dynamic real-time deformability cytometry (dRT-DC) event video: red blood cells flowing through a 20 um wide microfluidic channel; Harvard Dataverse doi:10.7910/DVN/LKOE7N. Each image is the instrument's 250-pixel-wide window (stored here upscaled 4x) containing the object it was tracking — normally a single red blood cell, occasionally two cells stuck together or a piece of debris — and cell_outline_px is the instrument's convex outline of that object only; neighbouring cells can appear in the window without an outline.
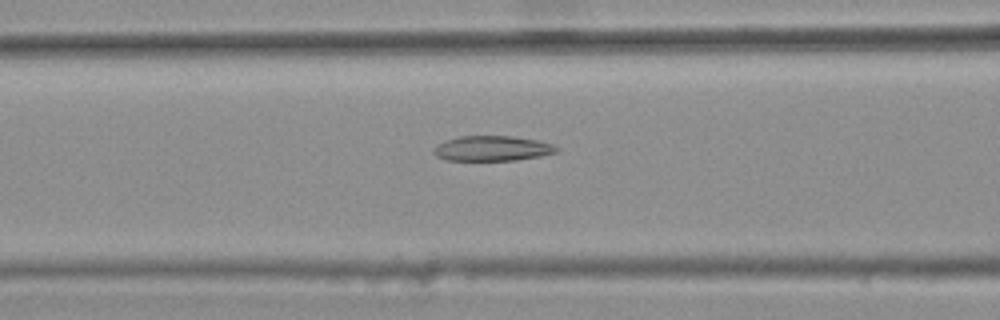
{"species": "common noctule bat (a hibernating species)", "species_latin": "Nyctalus noctula", "temperature_condition": "warm", "stored_images_in_passage": 28, "camera_frame_rate_fps": 3000, "um_per_image_px": 0.085, "animal": {"sex": "female", "body_mass_g": 25.1}, "frame": {"image": 1, "passage_image": 6, "time_ms": 1.667, "image_size_px": [1000, 320], "cell_outline_px": [[560, 148], [556, 152], [540, 156], [516, 160], [448, 160], [436, 156], [432, 152], [432, 148], [436, 144], [444, 140], [460, 136], [512, 136], [536, 140], [552, 144]], "centroid_in_image_um": [41.79, 12.61], "position_along_channel_um": 124.8, "area_um2": 18.03}}
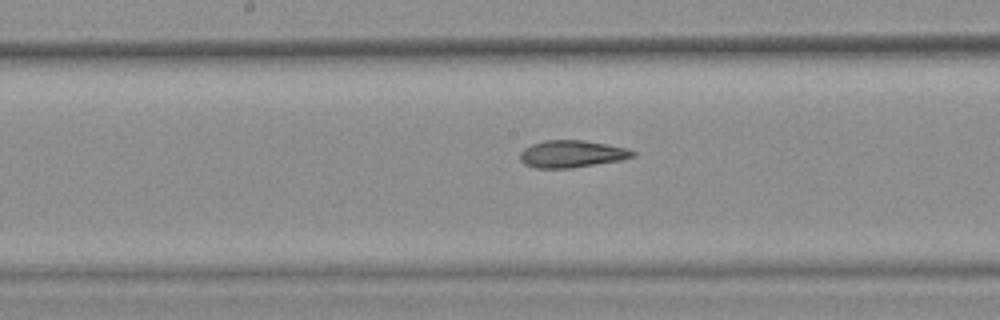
{"frame": {"image": 2, "passage_image": 12, "time_ms": 3.667, "image_size_px": [1000, 320], "cell_outline_px": [[636, 156], [620, 160], [572, 168], [536, 168], [524, 164], [520, 160], [520, 152], [524, 148], [532, 144], [544, 140], [580, 140], [628, 148], [636, 152]], "centroid_in_image_um": [48.59, 13.09], "position_along_channel_um": 199.6, "area_um2": 17.8}}
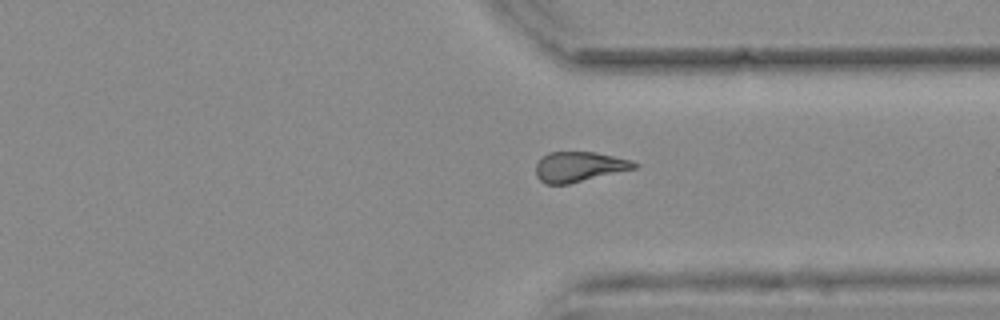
{"frame": {"image": 3, "passage_image": 25, "time_ms": 8.0, "image_size_px": [1000, 320], "cell_outline_px": [[640, 164], [636, 168], [568, 184], [544, 184], [536, 176], [536, 164], [548, 152], [596, 152], [632, 160]], "centroid_in_image_um": [49.24, 14.17], "position_along_channel_um": 362.2, "area_um2": 17.22}}